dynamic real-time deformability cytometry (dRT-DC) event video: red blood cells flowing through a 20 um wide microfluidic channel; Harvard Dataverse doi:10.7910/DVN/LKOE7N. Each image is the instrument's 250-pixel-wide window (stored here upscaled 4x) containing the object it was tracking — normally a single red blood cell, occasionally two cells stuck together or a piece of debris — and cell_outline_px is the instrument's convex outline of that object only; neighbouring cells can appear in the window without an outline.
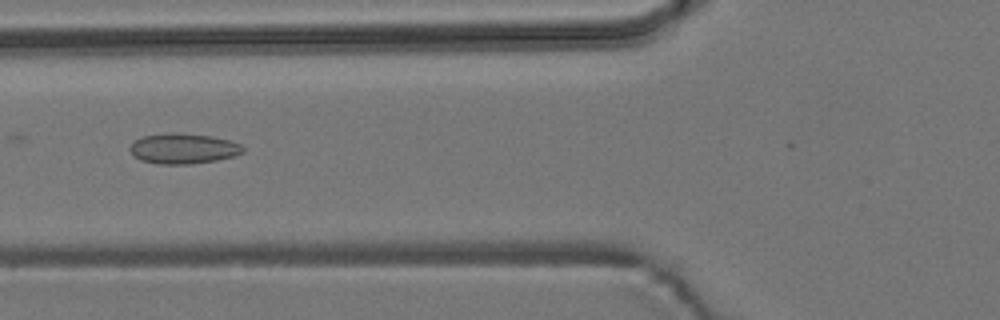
{"species": "common noctule bat (a hibernating species)", "species_latin": "Nyctalus noctula", "temperature_condition": "room temperature", "stored_images_in_passage": 5, "camera_frame_rate_fps": 3000, "um_per_image_px": 0.085, "animal": {"sex": "male", "body_mass_g": 19.2, "forearm_length_mm": 51.8}, "frame": {"image": 1, "passage_image": 5, "time_ms": 6.0, "image_size_px": [1000, 320], "cell_outline_px": [[244, 152], [236, 156], [216, 160], [192, 164], [160, 164], [140, 160], [132, 156], [128, 148], [136, 140], [144, 136], [168, 132], [172, 132], [212, 136], [228, 140], [240, 144], [244, 148]], "centroid_in_image_um": [15.57, 12.63], "position_along_channel_um": 110.2, "area_um2": 20.11}}